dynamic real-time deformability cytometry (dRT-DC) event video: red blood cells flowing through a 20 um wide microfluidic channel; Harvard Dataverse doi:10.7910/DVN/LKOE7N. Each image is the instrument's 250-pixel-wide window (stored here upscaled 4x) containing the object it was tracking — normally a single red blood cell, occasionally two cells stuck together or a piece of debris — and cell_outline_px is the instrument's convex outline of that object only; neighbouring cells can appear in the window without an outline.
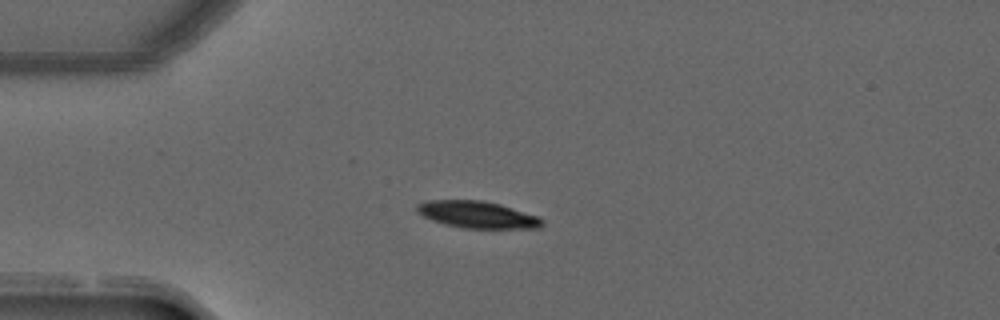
{"species": "common noctule bat (a hibernating species)", "species_latin": "Nyctalus noctula", "temperature_condition": "warm", "stored_images_in_passage": 4, "camera_frame_rate_fps": 3000, "um_per_image_px": 0.085, "animal": {"sex": "male", "forearm_length_mm": 52.5}, "frame": {"image": 1, "passage_image": 1, "time_ms": 0.0, "image_size_px": [1000, 320], "cell_outline_px": [[544, 224], [540, 228], [464, 228], [444, 224], [432, 220], [416, 212], [416, 204], [428, 200], [480, 200], [500, 204], [540, 216], [544, 220]], "centroid_in_image_um": [40.6, 18.24], "position_along_channel_um": 44.4, "area_um2": 19.77}}
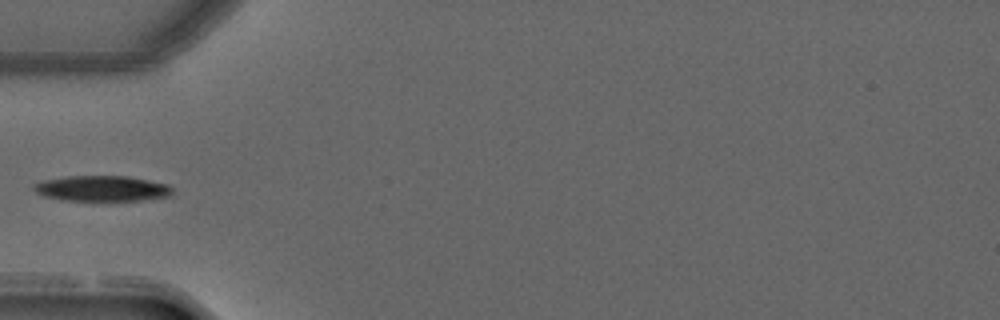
{"frame": {"image": 2, "passage_image": 2, "time_ms": 0.333, "image_size_px": [1000, 320], "cell_outline_px": [[172, 196], [140, 200], [64, 200], [44, 196], [36, 192], [32, 188], [36, 184], [44, 180], [64, 176], [128, 176], [168, 184], [172, 188]], "centroid_in_image_um": [8.69, 16.01], "position_along_channel_um": 76.3, "area_um2": 20.52}}
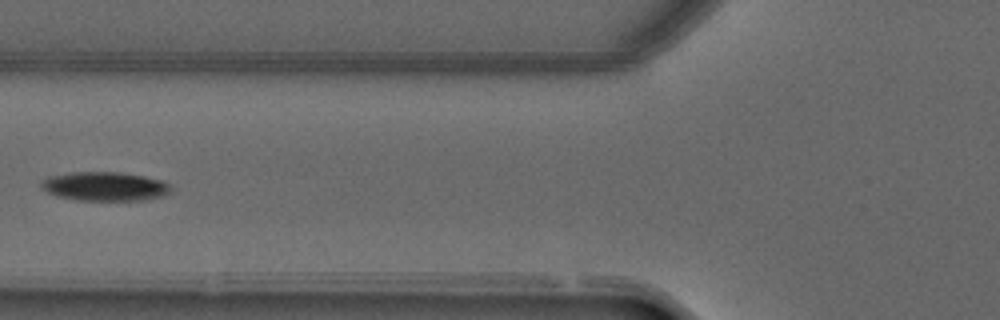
{"frame": {"image": 3, "passage_image": 3, "time_ms": 0.667, "image_size_px": [1000, 320], "cell_outline_px": [[172, 188], [168, 192], [160, 196], [140, 200], [80, 200], [56, 196], [40, 188], [40, 180], [52, 176], [72, 172], [116, 172], [144, 176], [164, 180], [172, 184]], "centroid_in_image_um": [8.9, 15.83], "position_along_channel_um": 116.9, "area_um2": 21.85}}